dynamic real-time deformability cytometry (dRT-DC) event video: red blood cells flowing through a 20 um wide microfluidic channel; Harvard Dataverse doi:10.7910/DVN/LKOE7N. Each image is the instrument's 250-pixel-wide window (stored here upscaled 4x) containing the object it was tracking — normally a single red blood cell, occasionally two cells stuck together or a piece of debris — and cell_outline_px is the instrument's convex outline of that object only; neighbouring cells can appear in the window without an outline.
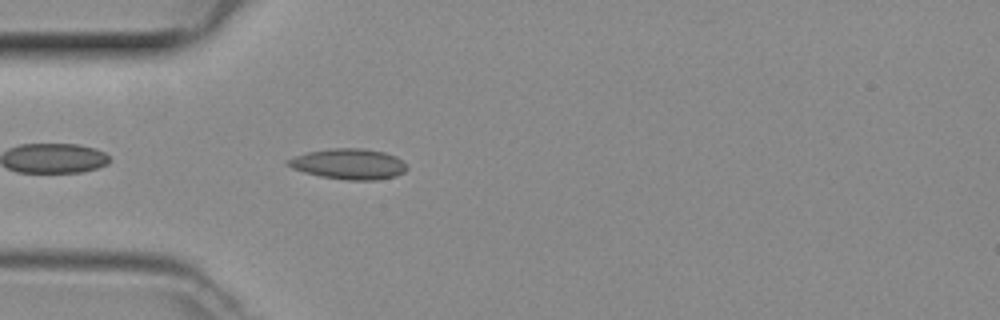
{"species": "common noctule bat (a hibernating species)", "species_latin": "Nyctalus noctula", "temperature_condition": "room temperature", "stored_images_in_passage": 8, "camera_frame_rate_fps": 3000, "um_per_image_px": 0.085, "animal": {"sex": "female", "body_mass_g": 29.2, "forearm_length_mm": 56.3}, "frame": {"image": 1, "passage_image": 2, "time_ms": 0.333, "image_size_px": [1000, 320], "cell_outline_px": [[408, 168], [404, 172], [396, 176], [376, 180], [348, 180], [320, 176], [304, 172], [292, 168], [284, 164], [284, 160], [308, 152], [332, 148], [364, 148], [384, 152], [396, 156]], "centroid_in_image_um": [29.62, 13.94], "position_along_channel_um": 55.4, "area_um2": 21.21}}
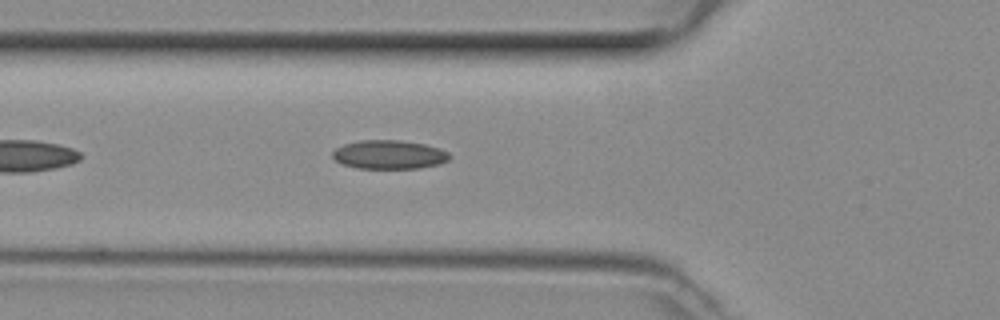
{"frame": {"image": 2, "passage_image": 5, "time_ms": 1.333, "image_size_px": [1000, 320], "cell_outline_px": [[452, 156], [448, 160], [440, 164], [420, 168], [356, 168], [340, 164], [332, 156], [332, 152], [336, 148], [344, 144], [360, 140], [400, 140], [424, 144], [440, 148], [448, 152]], "centroid_in_image_um": [33.08, 13.14], "position_along_channel_um": 92.7, "area_um2": 19.77}}